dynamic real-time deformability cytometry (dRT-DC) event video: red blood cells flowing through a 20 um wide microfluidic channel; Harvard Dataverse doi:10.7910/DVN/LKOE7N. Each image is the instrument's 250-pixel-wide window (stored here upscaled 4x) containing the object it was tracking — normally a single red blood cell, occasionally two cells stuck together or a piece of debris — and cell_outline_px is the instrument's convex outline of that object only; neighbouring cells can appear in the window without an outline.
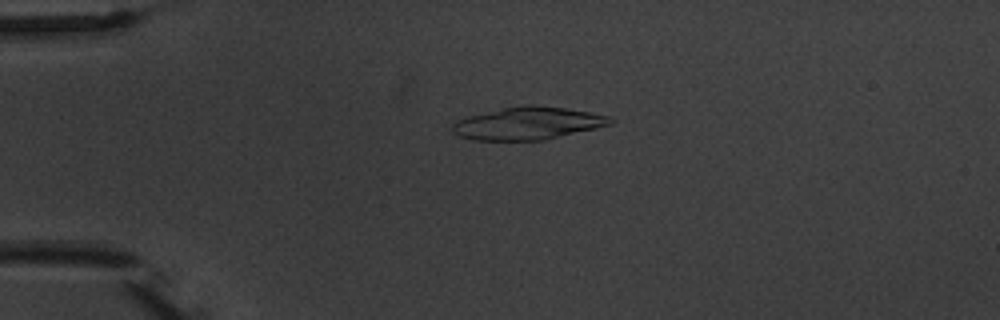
{"species": "common noctule bat (a hibernating species)", "species_latin": "Nyctalus noctula", "temperature_condition": "warm", "stored_images_in_passage": 5, "camera_frame_rate_fps": 3000, "um_per_image_px": 0.085, "animal": {"sex": "male", "body_mass_g": 20.1, "forearm_length_mm": 53.5}, "frame": {"image": 1, "passage_image": 3, "time_ms": 2.333, "image_size_px": [1000, 320], "cell_outline_px": [[616, 120], [612, 124], [596, 128], [544, 140], [472, 140], [460, 136], [452, 132], [452, 124], [456, 120], [468, 116], [504, 108], [528, 104], [564, 108], [588, 112], [608, 116]], "centroid_in_image_um": [44.86, 10.49], "position_along_channel_um": 40.1, "area_um2": 29.77}}